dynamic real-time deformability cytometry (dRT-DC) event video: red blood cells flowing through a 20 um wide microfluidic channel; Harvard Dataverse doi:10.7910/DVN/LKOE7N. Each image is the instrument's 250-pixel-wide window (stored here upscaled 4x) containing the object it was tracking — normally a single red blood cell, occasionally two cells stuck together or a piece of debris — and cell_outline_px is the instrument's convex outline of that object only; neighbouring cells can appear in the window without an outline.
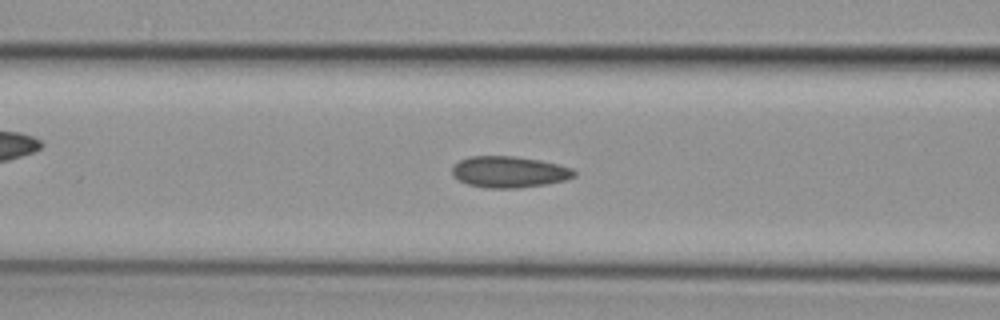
{"species": "common noctule bat (a hibernating species)", "species_latin": "Nyctalus noctula", "temperature_condition": "cold", "stored_images_in_passage": 40, "camera_frame_rate_fps": 3000, "um_per_image_px": 0.085, "animal": {"sex": "female", "body_mass_g": 29.2, "forearm_length_mm": 56.3}, "frame": {"image": 1, "passage_image": 12, "time_ms": 3.667, "image_size_px": [1000, 320], "cell_outline_px": [[576, 176], [568, 180], [548, 184], [516, 188], [484, 188], [468, 184], [452, 176], [452, 168], [460, 160], [468, 156], [516, 156], [540, 160], [572, 168], [576, 172]], "centroid_in_image_um": [43.3, 14.62], "position_along_channel_um": 123.3, "area_um2": 22.43}}
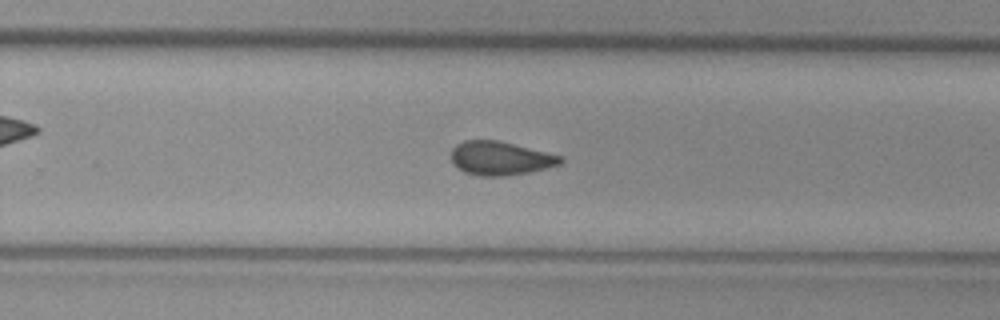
{"frame": {"image": 2, "passage_image": 25, "time_ms": 8.0, "image_size_px": [1000, 320], "cell_outline_px": [[564, 160], [560, 164], [532, 172], [504, 176], [476, 176], [464, 172], [456, 168], [452, 164], [452, 148], [456, 144], [464, 140], [496, 140], [564, 156]], "centroid_in_image_um": [42.51, 13.47], "position_along_channel_um": 287.3, "area_um2": 21.68}}
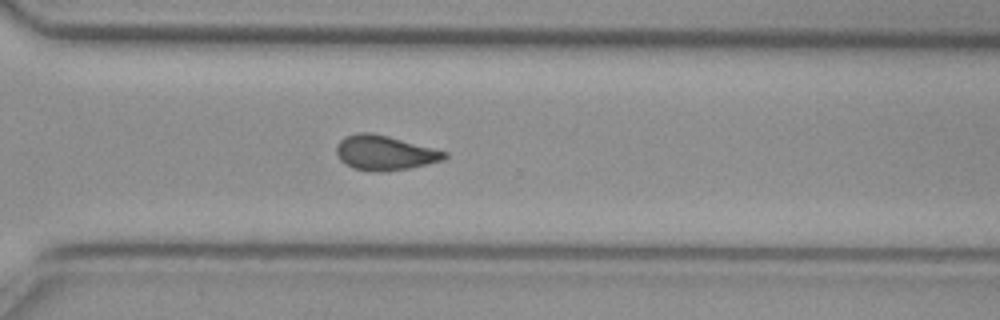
{"frame": {"image": 3, "passage_image": 29, "time_ms": 9.333, "image_size_px": [1000, 320], "cell_outline_px": [[448, 156], [444, 160], [428, 164], [388, 172], [372, 172], [352, 168], [340, 160], [336, 152], [336, 144], [344, 136], [360, 132], [372, 132], [388, 136], [448, 152]], "centroid_in_image_um": [32.68, 13.0], "position_along_channel_um": 337.9, "area_um2": 22.08}, "authors_computed_cell_mechanics": {"area_um2": 21.6461, "velocity_mm_per_s": 3.7884, "shape_relaxation_time_tau1_ms": null, "shape_relaxation_time_tau2_ms": 2.4988, "deformation_change_tau1": null, "deformation_change_tau2": 0.0684}}